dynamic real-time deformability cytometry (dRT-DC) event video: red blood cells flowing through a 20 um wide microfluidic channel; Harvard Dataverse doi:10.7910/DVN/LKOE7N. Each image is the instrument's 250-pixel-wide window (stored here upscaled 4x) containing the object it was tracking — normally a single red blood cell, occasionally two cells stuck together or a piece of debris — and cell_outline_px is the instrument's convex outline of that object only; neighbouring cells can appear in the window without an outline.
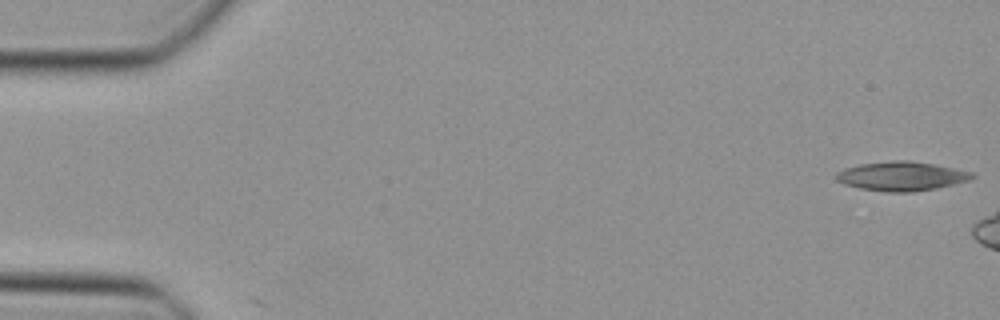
{"species": "Egyptian fruit bat (a non-hibernating species)", "species_latin": "Rousettus aegyptiacus", "temperature_condition": "cold", "stored_images_in_passage": 12, "camera_frame_rate_fps": 3000, "um_per_image_px": 0.085, "animal": {"sex": "female"}, "frame": {"image": 1, "passage_image": 1, "time_ms": 0.0, "image_size_px": [1000, 320], "cell_outline_px": [[976, 176], [972, 180], [936, 188], [912, 192], [888, 192], [860, 188], [844, 184], [836, 180], [836, 172], [844, 168], [860, 164], [892, 160], [908, 160], [932, 164], [972, 172]], "centroid_in_image_um": [76.62, 14.97], "position_along_channel_um": 8.4, "area_um2": 23.06}}
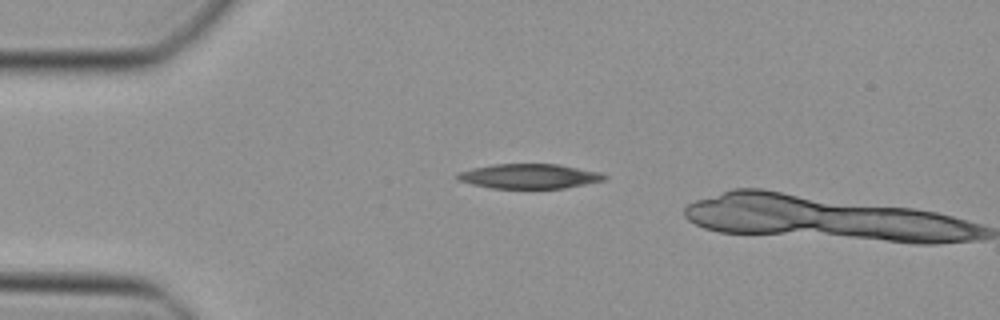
{"frame": {"image": 2, "passage_image": 11, "time_ms": 3.333, "image_size_px": [1000, 320], "cell_outline_px": [[608, 176], [604, 180], [564, 188], [492, 188], [472, 184], [460, 180], [456, 176], [456, 172], [472, 168], [492, 164], [560, 164], [600, 172]], "centroid_in_image_um": [44.98, 14.97], "position_along_channel_um": 40.0, "area_um2": 21.1}}